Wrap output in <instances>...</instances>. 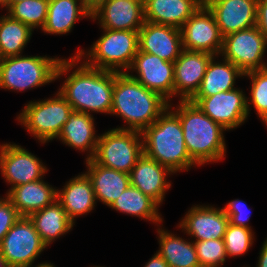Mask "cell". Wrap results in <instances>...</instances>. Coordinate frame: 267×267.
<instances>
[{
    "mask_svg": "<svg viewBox=\"0 0 267 267\" xmlns=\"http://www.w3.org/2000/svg\"><path fill=\"white\" fill-rule=\"evenodd\" d=\"M63 75L67 78L58 91L73 111L110 115L116 71L92 68L74 55L60 60L56 80Z\"/></svg>",
    "mask_w": 267,
    "mask_h": 267,
    "instance_id": "obj_1",
    "label": "cell"
},
{
    "mask_svg": "<svg viewBox=\"0 0 267 267\" xmlns=\"http://www.w3.org/2000/svg\"><path fill=\"white\" fill-rule=\"evenodd\" d=\"M169 107L160 94L147 89L127 72H116L110 115L125 124L117 129L142 132Z\"/></svg>",
    "mask_w": 267,
    "mask_h": 267,
    "instance_id": "obj_2",
    "label": "cell"
},
{
    "mask_svg": "<svg viewBox=\"0 0 267 267\" xmlns=\"http://www.w3.org/2000/svg\"><path fill=\"white\" fill-rule=\"evenodd\" d=\"M177 104L173 108V103H169V107L179 116L191 159L198 167L225 159L227 148L224 132L227 130L208 117L195 103L179 101Z\"/></svg>",
    "mask_w": 267,
    "mask_h": 267,
    "instance_id": "obj_3",
    "label": "cell"
},
{
    "mask_svg": "<svg viewBox=\"0 0 267 267\" xmlns=\"http://www.w3.org/2000/svg\"><path fill=\"white\" fill-rule=\"evenodd\" d=\"M141 135L143 154L168 167L174 174L198 166L186 149L179 116L170 107Z\"/></svg>",
    "mask_w": 267,
    "mask_h": 267,
    "instance_id": "obj_4",
    "label": "cell"
},
{
    "mask_svg": "<svg viewBox=\"0 0 267 267\" xmlns=\"http://www.w3.org/2000/svg\"><path fill=\"white\" fill-rule=\"evenodd\" d=\"M102 30L88 51L79 48L74 55L92 68L126 72L139 51V31Z\"/></svg>",
    "mask_w": 267,
    "mask_h": 267,
    "instance_id": "obj_5",
    "label": "cell"
},
{
    "mask_svg": "<svg viewBox=\"0 0 267 267\" xmlns=\"http://www.w3.org/2000/svg\"><path fill=\"white\" fill-rule=\"evenodd\" d=\"M56 57L18 55L1 59L0 89L24 92L52 83L62 59Z\"/></svg>",
    "mask_w": 267,
    "mask_h": 267,
    "instance_id": "obj_6",
    "label": "cell"
},
{
    "mask_svg": "<svg viewBox=\"0 0 267 267\" xmlns=\"http://www.w3.org/2000/svg\"><path fill=\"white\" fill-rule=\"evenodd\" d=\"M73 112L70 104L57 91L53 97L29 101L16 116V120L39 143L45 144L57 139Z\"/></svg>",
    "mask_w": 267,
    "mask_h": 267,
    "instance_id": "obj_7",
    "label": "cell"
},
{
    "mask_svg": "<svg viewBox=\"0 0 267 267\" xmlns=\"http://www.w3.org/2000/svg\"><path fill=\"white\" fill-rule=\"evenodd\" d=\"M142 155L141 132L110 128L99 135L92 159L103 167L129 174Z\"/></svg>",
    "mask_w": 267,
    "mask_h": 267,
    "instance_id": "obj_8",
    "label": "cell"
},
{
    "mask_svg": "<svg viewBox=\"0 0 267 267\" xmlns=\"http://www.w3.org/2000/svg\"><path fill=\"white\" fill-rule=\"evenodd\" d=\"M46 248L31 219L21 216L4 236L0 254L9 267H33Z\"/></svg>",
    "mask_w": 267,
    "mask_h": 267,
    "instance_id": "obj_9",
    "label": "cell"
},
{
    "mask_svg": "<svg viewBox=\"0 0 267 267\" xmlns=\"http://www.w3.org/2000/svg\"><path fill=\"white\" fill-rule=\"evenodd\" d=\"M267 38L256 27L230 33L223 37L220 56L232 62L243 73L267 68L264 62Z\"/></svg>",
    "mask_w": 267,
    "mask_h": 267,
    "instance_id": "obj_10",
    "label": "cell"
},
{
    "mask_svg": "<svg viewBox=\"0 0 267 267\" xmlns=\"http://www.w3.org/2000/svg\"><path fill=\"white\" fill-rule=\"evenodd\" d=\"M47 171L42 160L21 145L11 142L0 145V172L10 189L43 179Z\"/></svg>",
    "mask_w": 267,
    "mask_h": 267,
    "instance_id": "obj_11",
    "label": "cell"
},
{
    "mask_svg": "<svg viewBox=\"0 0 267 267\" xmlns=\"http://www.w3.org/2000/svg\"><path fill=\"white\" fill-rule=\"evenodd\" d=\"M190 101L227 131L238 128L248 119L247 96L239 88L209 97H193Z\"/></svg>",
    "mask_w": 267,
    "mask_h": 267,
    "instance_id": "obj_12",
    "label": "cell"
},
{
    "mask_svg": "<svg viewBox=\"0 0 267 267\" xmlns=\"http://www.w3.org/2000/svg\"><path fill=\"white\" fill-rule=\"evenodd\" d=\"M180 30L183 49L220 55L223 36L212 12L204 3Z\"/></svg>",
    "mask_w": 267,
    "mask_h": 267,
    "instance_id": "obj_13",
    "label": "cell"
},
{
    "mask_svg": "<svg viewBox=\"0 0 267 267\" xmlns=\"http://www.w3.org/2000/svg\"><path fill=\"white\" fill-rule=\"evenodd\" d=\"M126 72L144 87L160 94L169 103H172L171 100L174 97L173 62L139 50L131 67ZM133 72L136 74L133 75Z\"/></svg>",
    "mask_w": 267,
    "mask_h": 267,
    "instance_id": "obj_14",
    "label": "cell"
},
{
    "mask_svg": "<svg viewBox=\"0 0 267 267\" xmlns=\"http://www.w3.org/2000/svg\"><path fill=\"white\" fill-rule=\"evenodd\" d=\"M176 228L184 231L192 241L223 239L229 218L223 208L214 205H193Z\"/></svg>",
    "mask_w": 267,
    "mask_h": 267,
    "instance_id": "obj_15",
    "label": "cell"
},
{
    "mask_svg": "<svg viewBox=\"0 0 267 267\" xmlns=\"http://www.w3.org/2000/svg\"><path fill=\"white\" fill-rule=\"evenodd\" d=\"M213 56L203 51L182 50L174 62V97L190 101L196 95Z\"/></svg>",
    "mask_w": 267,
    "mask_h": 267,
    "instance_id": "obj_16",
    "label": "cell"
},
{
    "mask_svg": "<svg viewBox=\"0 0 267 267\" xmlns=\"http://www.w3.org/2000/svg\"><path fill=\"white\" fill-rule=\"evenodd\" d=\"M224 37L256 26L257 3L252 0H204Z\"/></svg>",
    "mask_w": 267,
    "mask_h": 267,
    "instance_id": "obj_17",
    "label": "cell"
},
{
    "mask_svg": "<svg viewBox=\"0 0 267 267\" xmlns=\"http://www.w3.org/2000/svg\"><path fill=\"white\" fill-rule=\"evenodd\" d=\"M99 28L139 31L145 23L144 3L139 0H109L91 14Z\"/></svg>",
    "mask_w": 267,
    "mask_h": 267,
    "instance_id": "obj_18",
    "label": "cell"
},
{
    "mask_svg": "<svg viewBox=\"0 0 267 267\" xmlns=\"http://www.w3.org/2000/svg\"><path fill=\"white\" fill-rule=\"evenodd\" d=\"M139 50L174 63L183 50L181 30L145 21L139 30Z\"/></svg>",
    "mask_w": 267,
    "mask_h": 267,
    "instance_id": "obj_19",
    "label": "cell"
},
{
    "mask_svg": "<svg viewBox=\"0 0 267 267\" xmlns=\"http://www.w3.org/2000/svg\"><path fill=\"white\" fill-rule=\"evenodd\" d=\"M173 174L168 167L143 154L129 173L130 185L138 188L160 206L172 185L167 178Z\"/></svg>",
    "mask_w": 267,
    "mask_h": 267,
    "instance_id": "obj_20",
    "label": "cell"
},
{
    "mask_svg": "<svg viewBox=\"0 0 267 267\" xmlns=\"http://www.w3.org/2000/svg\"><path fill=\"white\" fill-rule=\"evenodd\" d=\"M57 201L74 224L76 218L94 210L97 202L91 180L86 173L71 178L62 189L57 188Z\"/></svg>",
    "mask_w": 267,
    "mask_h": 267,
    "instance_id": "obj_21",
    "label": "cell"
},
{
    "mask_svg": "<svg viewBox=\"0 0 267 267\" xmlns=\"http://www.w3.org/2000/svg\"><path fill=\"white\" fill-rule=\"evenodd\" d=\"M20 216L29 217L57 200V189L43 179L8 189L5 195Z\"/></svg>",
    "mask_w": 267,
    "mask_h": 267,
    "instance_id": "obj_22",
    "label": "cell"
},
{
    "mask_svg": "<svg viewBox=\"0 0 267 267\" xmlns=\"http://www.w3.org/2000/svg\"><path fill=\"white\" fill-rule=\"evenodd\" d=\"M93 117V114L74 111L57 137V140L59 139L63 144L79 152H87L85 160L94 157L99 138V134L96 135Z\"/></svg>",
    "mask_w": 267,
    "mask_h": 267,
    "instance_id": "obj_23",
    "label": "cell"
},
{
    "mask_svg": "<svg viewBox=\"0 0 267 267\" xmlns=\"http://www.w3.org/2000/svg\"><path fill=\"white\" fill-rule=\"evenodd\" d=\"M86 175L91 180L98 200L110 207L130 185L129 174L97 164L93 159L85 160Z\"/></svg>",
    "mask_w": 267,
    "mask_h": 267,
    "instance_id": "obj_24",
    "label": "cell"
},
{
    "mask_svg": "<svg viewBox=\"0 0 267 267\" xmlns=\"http://www.w3.org/2000/svg\"><path fill=\"white\" fill-rule=\"evenodd\" d=\"M204 0H146L145 21L181 28Z\"/></svg>",
    "mask_w": 267,
    "mask_h": 267,
    "instance_id": "obj_25",
    "label": "cell"
},
{
    "mask_svg": "<svg viewBox=\"0 0 267 267\" xmlns=\"http://www.w3.org/2000/svg\"><path fill=\"white\" fill-rule=\"evenodd\" d=\"M219 57L220 55H214L211 58L199 90L194 97H209L220 92L231 91L237 88L235 81L238 78H244V73L238 67L223 57L221 62Z\"/></svg>",
    "mask_w": 267,
    "mask_h": 267,
    "instance_id": "obj_26",
    "label": "cell"
},
{
    "mask_svg": "<svg viewBox=\"0 0 267 267\" xmlns=\"http://www.w3.org/2000/svg\"><path fill=\"white\" fill-rule=\"evenodd\" d=\"M81 18L91 19L82 0H49L47 20L41 31L49 35H65Z\"/></svg>",
    "mask_w": 267,
    "mask_h": 267,
    "instance_id": "obj_27",
    "label": "cell"
},
{
    "mask_svg": "<svg viewBox=\"0 0 267 267\" xmlns=\"http://www.w3.org/2000/svg\"><path fill=\"white\" fill-rule=\"evenodd\" d=\"M156 230L159 242L157 252L168 263L169 267H201L192 239L189 241V238L187 240L174 235L160 225Z\"/></svg>",
    "mask_w": 267,
    "mask_h": 267,
    "instance_id": "obj_28",
    "label": "cell"
},
{
    "mask_svg": "<svg viewBox=\"0 0 267 267\" xmlns=\"http://www.w3.org/2000/svg\"><path fill=\"white\" fill-rule=\"evenodd\" d=\"M29 218L47 247L56 239L66 235L75 225L57 200L42 210L34 212Z\"/></svg>",
    "mask_w": 267,
    "mask_h": 267,
    "instance_id": "obj_29",
    "label": "cell"
},
{
    "mask_svg": "<svg viewBox=\"0 0 267 267\" xmlns=\"http://www.w3.org/2000/svg\"><path fill=\"white\" fill-rule=\"evenodd\" d=\"M110 208L163 227V224H160L163 222V218L160 212H158L160 206L153 199L143 194L138 188L132 185H129L128 188L122 192Z\"/></svg>",
    "mask_w": 267,
    "mask_h": 267,
    "instance_id": "obj_30",
    "label": "cell"
},
{
    "mask_svg": "<svg viewBox=\"0 0 267 267\" xmlns=\"http://www.w3.org/2000/svg\"><path fill=\"white\" fill-rule=\"evenodd\" d=\"M33 30L12 18L9 14L0 16V55L1 59L22 55L30 42Z\"/></svg>",
    "mask_w": 267,
    "mask_h": 267,
    "instance_id": "obj_31",
    "label": "cell"
},
{
    "mask_svg": "<svg viewBox=\"0 0 267 267\" xmlns=\"http://www.w3.org/2000/svg\"><path fill=\"white\" fill-rule=\"evenodd\" d=\"M48 4L49 0H25L13 4L6 13L33 31L38 28L42 30L47 20Z\"/></svg>",
    "mask_w": 267,
    "mask_h": 267,
    "instance_id": "obj_32",
    "label": "cell"
},
{
    "mask_svg": "<svg viewBox=\"0 0 267 267\" xmlns=\"http://www.w3.org/2000/svg\"><path fill=\"white\" fill-rule=\"evenodd\" d=\"M244 77L251 82L250 98L247 96L248 116L253 106L256 115L267 127V68L249 71L244 73Z\"/></svg>",
    "mask_w": 267,
    "mask_h": 267,
    "instance_id": "obj_33",
    "label": "cell"
},
{
    "mask_svg": "<svg viewBox=\"0 0 267 267\" xmlns=\"http://www.w3.org/2000/svg\"><path fill=\"white\" fill-rule=\"evenodd\" d=\"M254 234L252 229L229 223L223 237L228 259L247 254L255 241Z\"/></svg>",
    "mask_w": 267,
    "mask_h": 267,
    "instance_id": "obj_34",
    "label": "cell"
},
{
    "mask_svg": "<svg viewBox=\"0 0 267 267\" xmlns=\"http://www.w3.org/2000/svg\"><path fill=\"white\" fill-rule=\"evenodd\" d=\"M201 267H220L228 258L223 239L194 242Z\"/></svg>",
    "mask_w": 267,
    "mask_h": 267,
    "instance_id": "obj_35",
    "label": "cell"
},
{
    "mask_svg": "<svg viewBox=\"0 0 267 267\" xmlns=\"http://www.w3.org/2000/svg\"><path fill=\"white\" fill-rule=\"evenodd\" d=\"M223 210L229 218V223L235 226H241L248 229H252L249 225L251 209L247 207L246 203L239 199H233L226 203Z\"/></svg>",
    "mask_w": 267,
    "mask_h": 267,
    "instance_id": "obj_36",
    "label": "cell"
},
{
    "mask_svg": "<svg viewBox=\"0 0 267 267\" xmlns=\"http://www.w3.org/2000/svg\"><path fill=\"white\" fill-rule=\"evenodd\" d=\"M20 214L17 209L13 206L11 201L5 196L0 198V244L11 229V227L20 218Z\"/></svg>",
    "mask_w": 267,
    "mask_h": 267,
    "instance_id": "obj_37",
    "label": "cell"
},
{
    "mask_svg": "<svg viewBox=\"0 0 267 267\" xmlns=\"http://www.w3.org/2000/svg\"><path fill=\"white\" fill-rule=\"evenodd\" d=\"M256 27L267 38V0L257 3Z\"/></svg>",
    "mask_w": 267,
    "mask_h": 267,
    "instance_id": "obj_38",
    "label": "cell"
},
{
    "mask_svg": "<svg viewBox=\"0 0 267 267\" xmlns=\"http://www.w3.org/2000/svg\"><path fill=\"white\" fill-rule=\"evenodd\" d=\"M144 267H169L168 263L156 251V253L146 262Z\"/></svg>",
    "mask_w": 267,
    "mask_h": 267,
    "instance_id": "obj_39",
    "label": "cell"
},
{
    "mask_svg": "<svg viewBox=\"0 0 267 267\" xmlns=\"http://www.w3.org/2000/svg\"><path fill=\"white\" fill-rule=\"evenodd\" d=\"M109 0H82L85 9L92 14L96 11L101 5L108 2Z\"/></svg>",
    "mask_w": 267,
    "mask_h": 267,
    "instance_id": "obj_40",
    "label": "cell"
},
{
    "mask_svg": "<svg viewBox=\"0 0 267 267\" xmlns=\"http://www.w3.org/2000/svg\"><path fill=\"white\" fill-rule=\"evenodd\" d=\"M258 264L256 267H267V238L265 239L264 243L262 244V248L259 252L258 256Z\"/></svg>",
    "mask_w": 267,
    "mask_h": 267,
    "instance_id": "obj_41",
    "label": "cell"
},
{
    "mask_svg": "<svg viewBox=\"0 0 267 267\" xmlns=\"http://www.w3.org/2000/svg\"><path fill=\"white\" fill-rule=\"evenodd\" d=\"M54 263H49V262H41V263H38L37 266H33V267H56L55 265H53Z\"/></svg>",
    "mask_w": 267,
    "mask_h": 267,
    "instance_id": "obj_42",
    "label": "cell"
},
{
    "mask_svg": "<svg viewBox=\"0 0 267 267\" xmlns=\"http://www.w3.org/2000/svg\"><path fill=\"white\" fill-rule=\"evenodd\" d=\"M22 1H25V0H7V10H8L13 4H16V3H19V2H22Z\"/></svg>",
    "mask_w": 267,
    "mask_h": 267,
    "instance_id": "obj_43",
    "label": "cell"
},
{
    "mask_svg": "<svg viewBox=\"0 0 267 267\" xmlns=\"http://www.w3.org/2000/svg\"><path fill=\"white\" fill-rule=\"evenodd\" d=\"M0 267H9L5 259L1 256V254H0Z\"/></svg>",
    "mask_w": 267,
    "mask_h": 267,
    "instance_id": "obj_44",
    "label": "cell"
},
{
    "mask_svg": "<svg viewBox=\"0 0 267 267\" xmlns=\"http://www.w3.org/2000/svg\"><path fill=\"white\" fill-rule=\"evenodd\" d=\"M0 7L5 8L7 11V0H0Z\"/></svg>",
    "mask_w": 267,
    "mask_h": 267,
    "instance_id": "obj_45",
    "label": "cell"
},
{
    "mask_svg": "<svg viewBox=\"0 0 267 267\" xmlns=\"http://www.w3.org/2000/svg\"><path fill=\"white\" fill-rule=\"evenodd\" d=\"M254 1L255 3H259V2H262L263 0H252Z\"/></svg>",
    "mask_w": 267,
    "mask_h": 267,
    "instance_id": "obj_46",
    "label": "cell"
}]
</instances>
